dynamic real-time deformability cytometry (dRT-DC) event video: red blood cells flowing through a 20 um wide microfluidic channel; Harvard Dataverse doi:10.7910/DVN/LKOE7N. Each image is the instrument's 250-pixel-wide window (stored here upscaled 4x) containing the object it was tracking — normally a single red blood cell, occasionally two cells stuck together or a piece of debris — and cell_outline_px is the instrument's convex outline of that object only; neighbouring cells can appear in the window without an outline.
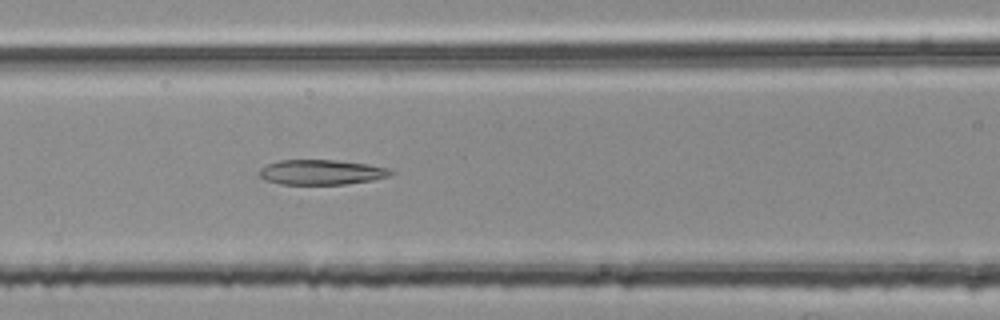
{"species": "common noctule bat (a hibernating species)", "species_latin": "Nyctalus noctula", "temperature_condition": "room temperature", "stored_images_in_passage": 40, "camera_frame_rate_fps": 3000, "um_per_image_px": 0.085, "animal": {"sex": "female", "body_mass_g": 25.1}, "frame": {"image": 1, "passage_image": 9, "time_ms": 2.667, "image_size_px": [1000, 320], "cell_outline_px": [[396, 172], [392, 176], [372, 180], [344, 184], [280, 184], [264, 180], [260, 176], [260, 168], [264, 164], [280, 160], [336, 160], [368, 164], [388, 168]], "centroid_in_image_um": [27.33, 14.63], "position_along_channel_um": 139.3, "area_um2": 19.31}}
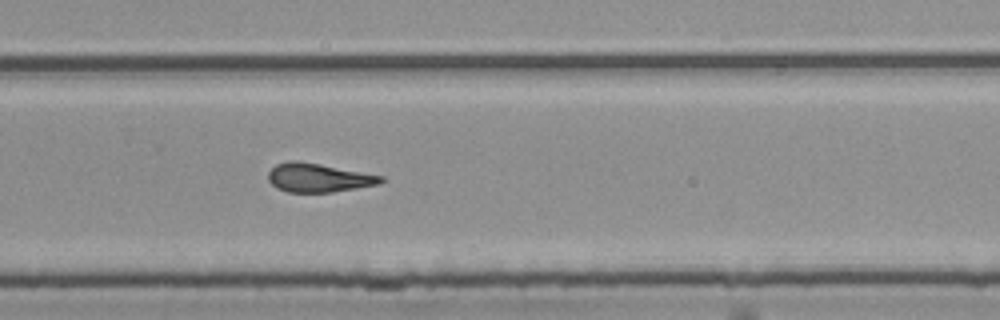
{"frame": {"image": 2, "passage_image": 22, "time_ms": 7.0, "image_size_px": [1000, 320], "cell_outline_px": [[388, 180], [380, 184], [332, 192], [288, 192], [276, 188], [268, 180], [268, 172], [276, 164], [288, 160], [296, 160], [320, 164], [384, 176]], "centroid_in_image_um": [27.08, 15.1], "position_along_channel_um": 302.7, "area_um2": 19.02}}
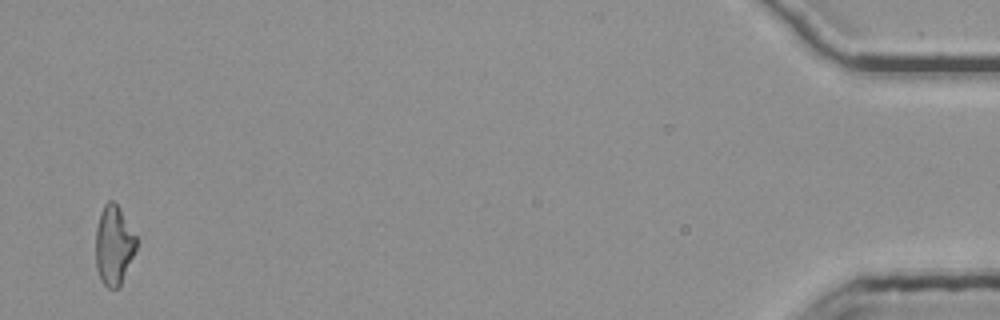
{"frame": {"image": 3, "passage_image": 39, "time_ms": 12.667, "image_size_px": [1000, 320], "cell_outline_px": [[136, 248], [120, 284], [116, 288], [108, 288], [100, 280], [96, 268], [96, 228], [100, 212], [104, 204], [108, 200], [112, 200], [116, 204], [136, 236]], "centroid_in_image_um": [9.64, 20.84], "position_along_channel_um": 425.6, "area_um2": 18.38}, "authors_computed_cell_mechanics": {"area_um2": 19.2763, "velocity_mm_per_s": 3.7839, "shape_relaxation_time_tau1_ms": null, "shape_relaxation_time_tau2_ms": 3.6821, "deformation_change_tau1": null, "deformation_change_tau2": 0.1579}}